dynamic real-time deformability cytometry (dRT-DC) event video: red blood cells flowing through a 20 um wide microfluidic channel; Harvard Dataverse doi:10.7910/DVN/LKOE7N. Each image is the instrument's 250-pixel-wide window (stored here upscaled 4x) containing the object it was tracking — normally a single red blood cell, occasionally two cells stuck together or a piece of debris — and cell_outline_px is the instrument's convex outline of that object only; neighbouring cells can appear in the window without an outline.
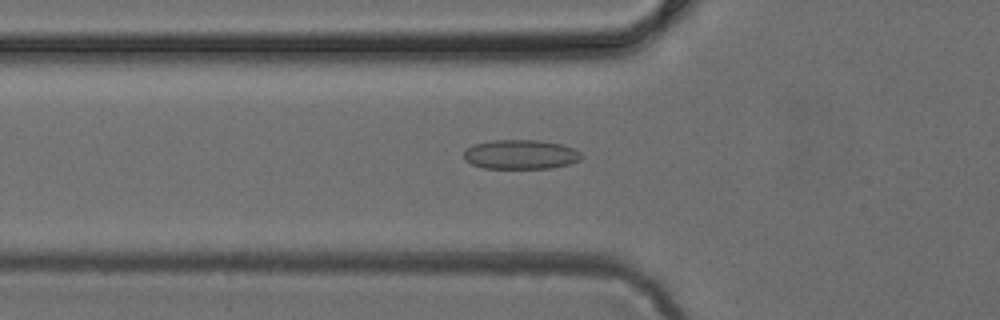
{"species": "common noctule bat (a hibernating species)", "species_latin": "Nyctalus noctula", "temperature_condition": "cold", "stored_images_in_passage": 46, "camera_frame_rate_fps": 3000, "um_per_image_px": 0.085, "animal": {"sex": "female", "body_mass_g": 24.6, "forearm_length_mm": 56.2}, "frame": {"image": 1, "passage_image": 17, "time_ms": 5.333, "image_size_px": [1000, 320], "cell_outline_px": [[580, 160], [568, 164], [552, 168], [484, 168], [472, 164], [464, 160], [464, 152], [472, 144], [492, 140], [540, 140], [560, 144], [572, 148], [580, 152]], "centroid_in_image_um": [44.22, 13.12], "position_along_channel_um": 81.6, "area_um2": 20.06}}
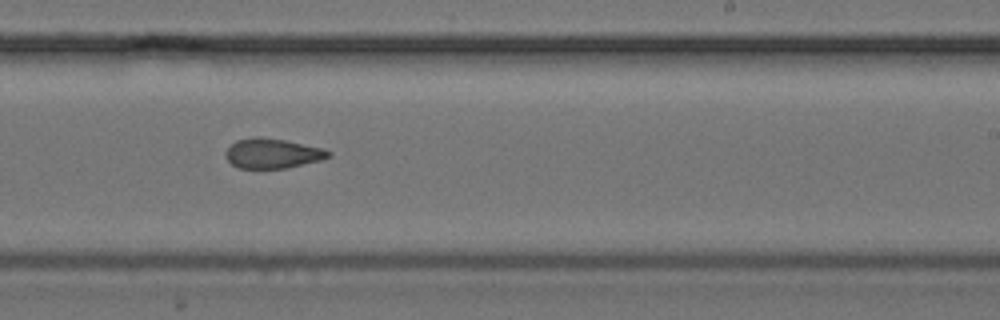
{"frame": {"image": 2, "passage_image": 30, "time_ms": 9.667, "image_size_px": [1000, 320], "cell_outline_px": [[332, 156], [320, 160], [288, 168], [240, 168], [232, 164], [224, 156], [224, 152], [236, 140], [260, 136], [284, 140], [324, 148], [332, 152]], "centroid_in_image_um": [23.18, 13.04], "position_along_channel_um": 265.8, "area_um2": 17.92}}
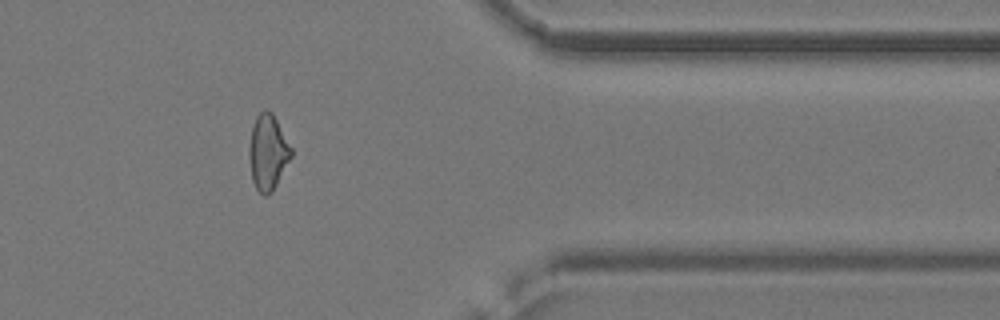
{"frame": {"image": 3, "passage_image": 40, "time_ms": 13.0, "image_size_px": [1000, 320], "cell_outline_px": [[292, 156], [272, 192], [268, 196], [264, 196], [256, 188], [252, 180], [248, 156], [248, 148], [252, 128], [256, 116], [264, 108], [272, 112], [292, 148]], "centroid_in_image_um": [22.76, 12.94], "position_along_channel_um": 388.6, "area_um2": 18.55}}